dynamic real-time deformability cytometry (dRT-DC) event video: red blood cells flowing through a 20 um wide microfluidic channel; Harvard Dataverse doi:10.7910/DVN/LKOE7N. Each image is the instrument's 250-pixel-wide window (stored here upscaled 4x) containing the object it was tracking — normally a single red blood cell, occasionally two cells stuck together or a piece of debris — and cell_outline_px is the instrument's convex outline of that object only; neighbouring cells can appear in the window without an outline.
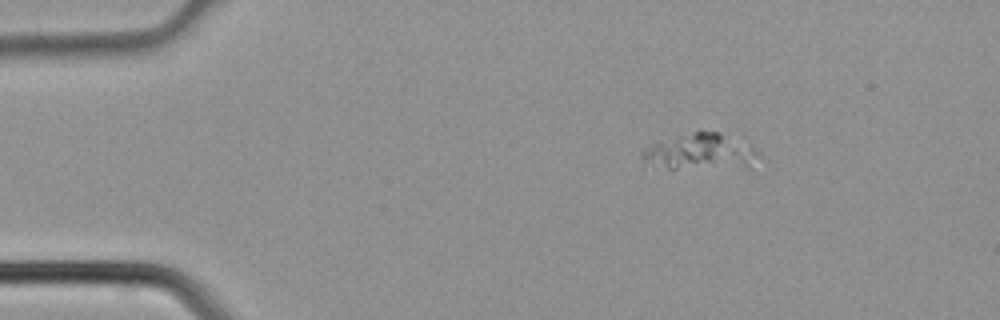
{"species": "common noctule bat (a hibernating species)", "species_latin": "Nyctalus noctula", "temperature_condition": "cold", "stored_images_in_passage": 3, "camera_frame_rate_fps": 3000, "um_per_image_px": 0.085, "animal": {"sex": "male", "body_mass_g": 21.5, "forearm_length_mm": 52.0}, "frame": {"image": 1, "passage_image": 2, "time_ms": 0.333, "image_size_px": [1000, 320], "cell_outline_px": [[764, 156], [748, 168], [668, 168], [640, 156], [640, 152], [644, 148], [652, 144], [700, 128], [716, 132], [752, 148], [760, 152]], "centroid_in_image_um": [59.62, 12.89], "position_along_channel_um": 25.4, "area_um2": 24.1}}